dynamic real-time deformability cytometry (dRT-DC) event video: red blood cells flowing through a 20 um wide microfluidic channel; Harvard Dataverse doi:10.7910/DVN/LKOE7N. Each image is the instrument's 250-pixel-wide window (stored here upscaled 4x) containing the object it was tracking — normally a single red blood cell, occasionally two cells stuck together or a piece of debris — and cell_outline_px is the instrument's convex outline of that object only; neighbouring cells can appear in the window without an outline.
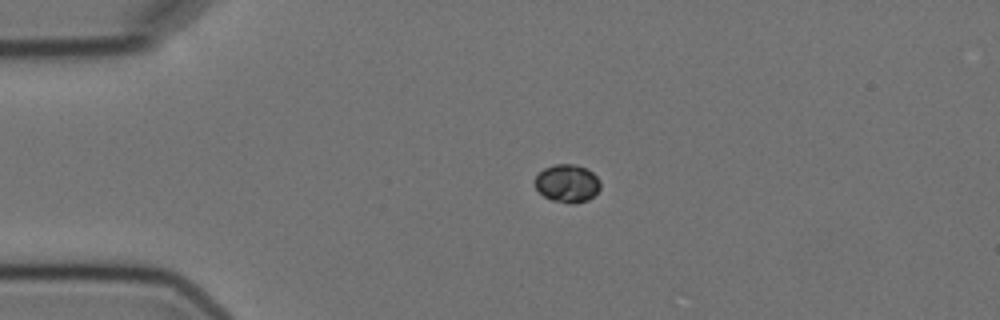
{"species": "Egyptian fruit bat (a non-hibernating species)", "species_latin": "Rousettus aegyptiacus", "temperature_condition": "cold", "stored_images_in_passage": 2, "segment_of_instrument_passage": [1, 2], "camera_frame_rate_fps": 3000, "um_per_image_px": 0.085, "animal": {"sex": "female"}, "frame": {"image": 1, "passage_image": 1, "time_ms": 0.0, "image_size_px": [1000, 320], "cell_outline_px": [[600, 188], [588, 200], [552, 200], [544, 196], [536, 188], [532, 180], [544, 168], [552, 164], [576, 164], [592, 172], [600, 180]], "centroid_in_image_um": [48.18, 15.52], "position_along_channel_um": 36.8, "area_um2": 13.99}}